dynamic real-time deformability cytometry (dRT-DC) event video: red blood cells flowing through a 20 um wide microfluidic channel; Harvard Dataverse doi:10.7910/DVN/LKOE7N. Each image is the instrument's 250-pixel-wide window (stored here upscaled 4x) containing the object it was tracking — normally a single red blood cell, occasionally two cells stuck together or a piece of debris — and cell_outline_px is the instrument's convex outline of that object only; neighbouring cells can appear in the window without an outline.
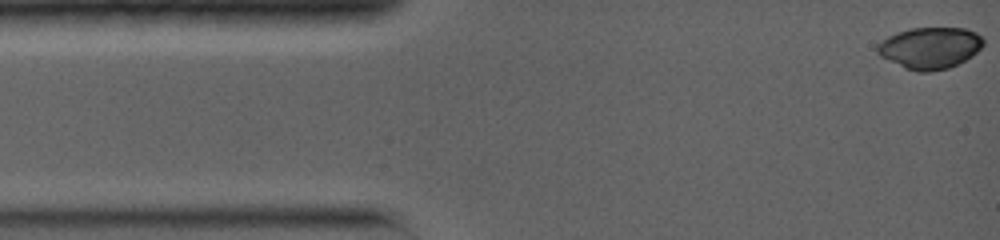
{"species": "common noctule bat (a hibernating species)", "species_latin": "Nyctalus noctula", "temperature_condition": "warm", "stored_images_in_passage": 45, "camera_frame_rate_fps": 5000, "um_per_image_px": 0.085, "animal": {"sex": "female", "body_mass_g": 19.0, "forearm_length_mm": 56.7}, "frame": {"image": 1, "passage_image": 1, "time_ms": 0.0, "image_size_px": [1000, 240], "cell_outline_px": [[984, 44], [972, 56], [948, 68], [928, 72], [916, 72], [904, 68], [880, 56], [876, 52], [876, 48], [888, 36], [896, 32], [912, 28], [964, 28], [976, 32], [984, 40]], "centroid_in_image_um": [79.04, 4.07], "position_along_channel_um": 6.0, "area_um2": 25.55}}
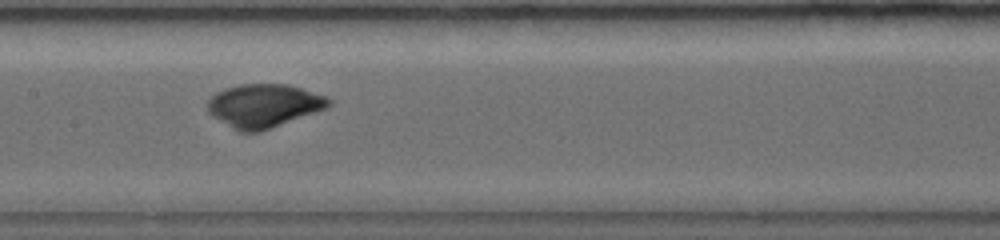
{"frame": {"image": 2, "passage_image": 25, "time_ms": 6.6, "image_size_px": [1000, 240], "cell_outline_px": [[332, 104], [328, 108], [260, 132], [240, 132], [212, 116], [208, 112], [208, 100], [216, 92], [224, 88], [240, 84], [288, 84], [324, 96], [332, 100]], "centroid_in_image_um": [22.43, 8.98], "position_along_channel_um": 185.0, "area_um2": 30.58}}
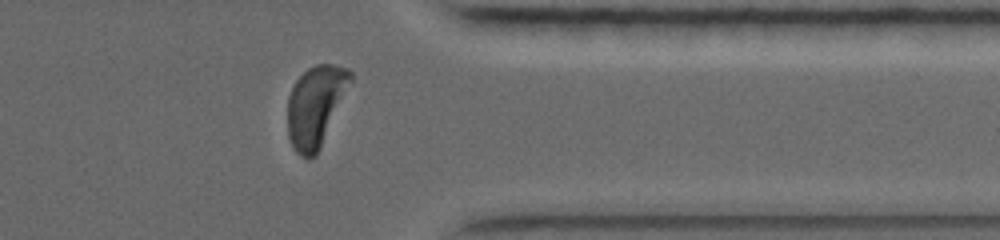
{"frame": {"image": 3, "passage_image": 45, "time_ms": 11.8, "image_size_px": [1000, 240], "cell_outline_px": [[352, 80], [320, 148], [316, 156], [308, 160], [300, 156], [292, 148], [288, 136], [288, 96], [296, 80], [308, 68], [316, 64], [332, 64], [348, 68], [352, 72]], "centroid_in_image_um": [26.81, 9.02], "position_along_channel_um": 384.6, "area_um2": 29.54}, "authors_computed_cell_mechanics": {"area_um2": 28.9578, "velocity_mm_per_s": 3.9387, "shape_relaxation_time_tau1_ms": 6.2835, "shape_relaxation_time_tau2_ms": null, "deformation_change_tau1": 0.3528, "deformation_change_tau2": null}}